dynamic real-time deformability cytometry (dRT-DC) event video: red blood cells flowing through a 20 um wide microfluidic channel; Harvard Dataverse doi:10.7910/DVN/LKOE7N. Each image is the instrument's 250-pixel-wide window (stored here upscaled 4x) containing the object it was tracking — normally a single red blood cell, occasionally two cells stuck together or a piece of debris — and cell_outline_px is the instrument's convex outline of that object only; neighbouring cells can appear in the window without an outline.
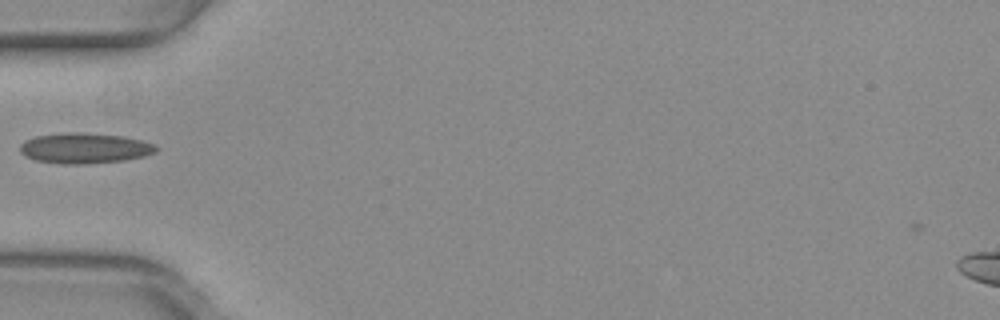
{"species": "common noctule bat (a hibernating species)", "species_latin": "Nyctalus noctula", "temperature_condition": "warm", "stored_images_in_passage": 35, "camera_frame_rate_fps": 3000, "um_per_image_px": 0.085, "animal": {"sex": "female", "body_mass_g": 29.2, "forearm_length_mm": 56.3}, "frame": {"image": 1, "passage_image": 1, "time_ms": 0.0, "image_size_px": [1000, 320], "cell_outline_px": [[160, 148], [156, 152], [144, 156], [124, 160], [88, 164], [60, 164], [36, 160], [24, 156], [20, 152], [20, 144], [24, 140], [36, 136], [64, 132], [84, 132], [124, 136], [156, 144]], "centroid_in_image_um": [7.2, 12.59], "position_along_channel_um": 77.8, "area_um2": 24.51}}
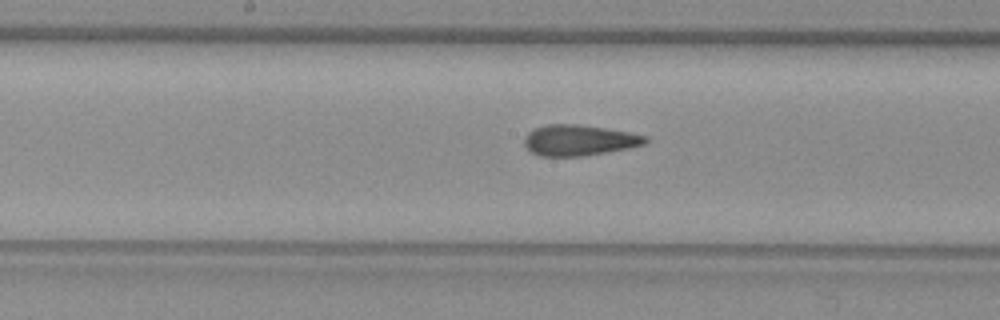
{"frame": {"image": 2, "passage_image": 10, "time_ms": 3.0, "image_size_px": [1000, 320], "cell_outline_px": [[648, 140], [644, 144], [628, 148], [608, 152], [584, 156], [540, 156], [532, 152], [524, 144], [524, 136], [528, 132], [536, 128], [548, 124], [576, 124], [604, 128], [628, 132], [648, 136]], "centroid_in_image_um": [49.22, 11.92], "position_along_channel_um": 199.0, "area_um2": 21.62}}
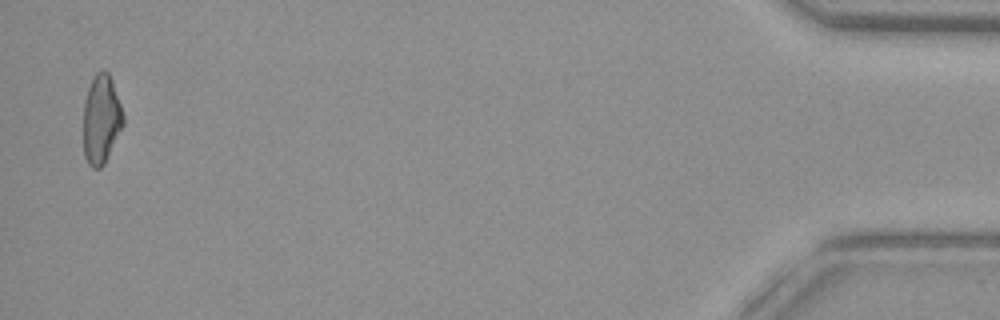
{"frame": {"image": 3, "passage_image": 34, "time_ms": 11.0, "image_size_px": [1000, 320], "cell_outline_px": [[124, 124], [104, 164], [100, 168], [92, 168], [88, 164], [84, 156], [84, 100], [92, 76], [96, 72], [104, 68], [108, 72], [112, 80], [124, 116]], "centroid_in_image_um": [8.6, 10.11], "position_along_channel_um": 426.6, "area_um2": 20.75}}